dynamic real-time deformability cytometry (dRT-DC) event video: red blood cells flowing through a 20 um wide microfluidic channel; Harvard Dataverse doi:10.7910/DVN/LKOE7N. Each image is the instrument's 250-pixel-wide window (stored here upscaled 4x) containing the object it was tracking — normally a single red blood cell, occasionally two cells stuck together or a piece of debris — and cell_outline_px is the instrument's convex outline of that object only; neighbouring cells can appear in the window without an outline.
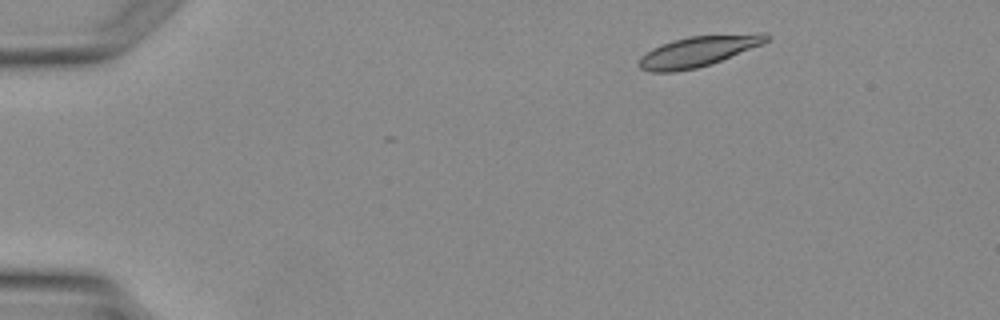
{"species": "Egyptian fruit bat (a non-hibernating species)", "species_latin": "Rousettus aegyptiacus", "temperature_condition": "warm", "stored_images_in_passage": 4, "camera_frame_rate_fps": 3000, "um_per_image_px": 0.085, "animal": {"sex": "female"}, "frame": {"image": 1, "passage_image": 1, "time_ms": 0.0, "image_size_px": [1000, 320], "cell_outline_px": [[768, 40], [764, 44], [720, 60], [696, 68], [676, 72], [652, 72], [640, 68], [636, 64], [640, 56], [652, 48], [688, 36], [760, 32], [768, 32]], "centroid_in_image_um": [59.36, 4.35], "position_along_channel_um": 25.6, "area_um2": 22.72}}
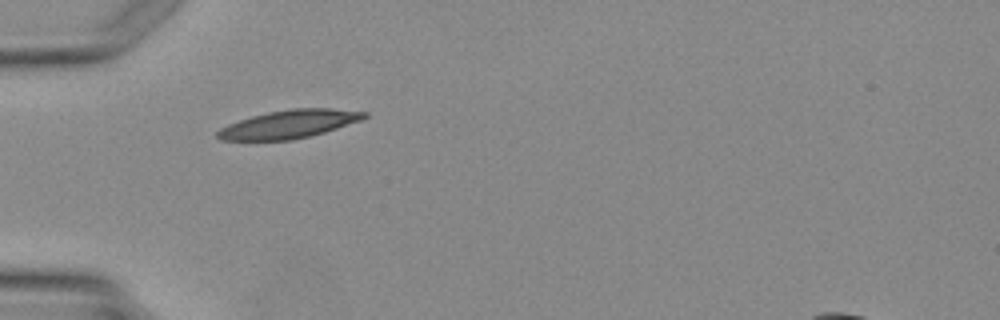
{"frame": {"image": 2, "passage_image": 3, "time_ms": 2.333, "image_size_px": [1000, 320], "cell_outline_px": [[368, 116], [360, 120], [324, 132], [292, 140], [220, 140], [216, 136], [216, 132], [220, 128], [228, 124], [252, 116], [268, 112], [292, 108], [332, 108], [368, 112]], "centroid_in_image_um": [24.56, 10.55], "position_along_channel_um": 60.4, "area_um2": 23.93}}
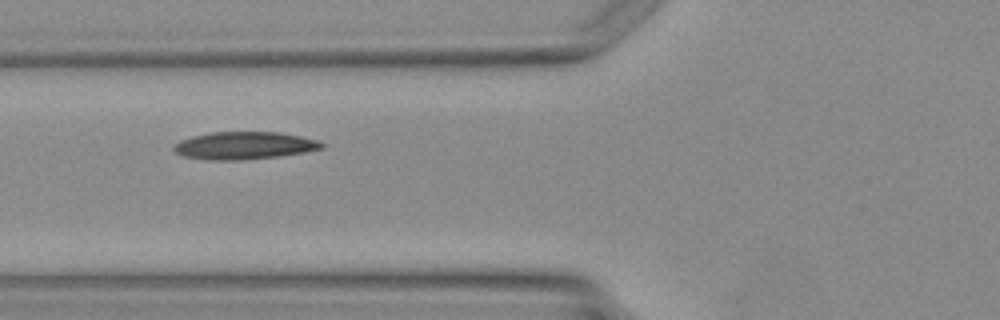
{"frame": {"image": 3, "passage_image": 4, "time_ms": 3.333, "image_size_px": [1000, 320], "cell_outline_px": [[324, 148], [304, 152], [276, 156], [244, 160], [208, 160], [184, 156], [176, 152], [172, 148], [180, 140], [192, 136], [212, 132], [280, 132], [320, 140], [324, 144]], "centroid_in_image_um": [20.78, 12.37], "position_along_channel_um": 105.0, "area_um2": 23.7}}